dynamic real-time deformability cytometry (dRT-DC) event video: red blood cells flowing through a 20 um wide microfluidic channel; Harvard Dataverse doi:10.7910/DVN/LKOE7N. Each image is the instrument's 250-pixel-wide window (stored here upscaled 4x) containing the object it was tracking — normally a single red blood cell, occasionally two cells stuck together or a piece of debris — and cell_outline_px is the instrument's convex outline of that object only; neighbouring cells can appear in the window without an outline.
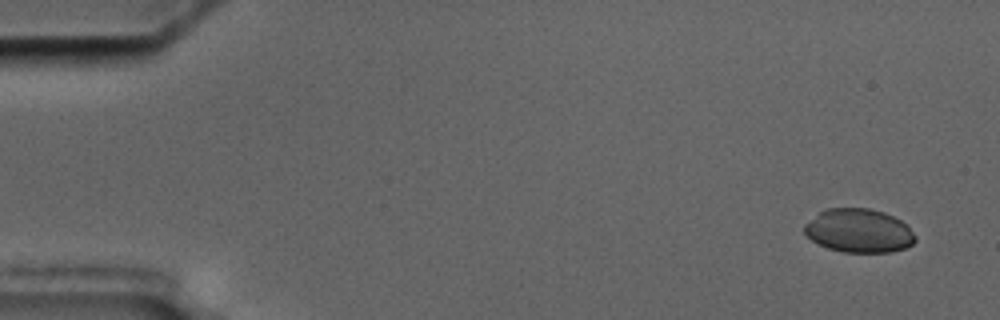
{"species": "common noctule bat (a hibernating species)", "species_latin": "Nyctalus noctula", "temperature_condition": "cold", "stored_images_in_passage": 11, "camera_frame_rate_fps": 3000, "um_per_image_px": 0.085, "animal": {"sex": "male", "body_mass_g": 17.5, "forearm_length_mm": 52.3}, "frame": {"image": 1, "passage_image": 1, "time_ms": 0.0, "image_size_px": [1000, 320], "cell_outline_px": [[916, 240], [912, 244], [904, 248], [892, 252], [844, 252], [828, 248], [812, 240], [804, 232], [804, 224], [820, 212], [828, 208], [868, 208], [884, 212], [908, 224], [916, 236]], "centroid_in_image_um": [73.03, 19.61], "position_along_channel_um": 12.0, "area_um2": 28.21}}
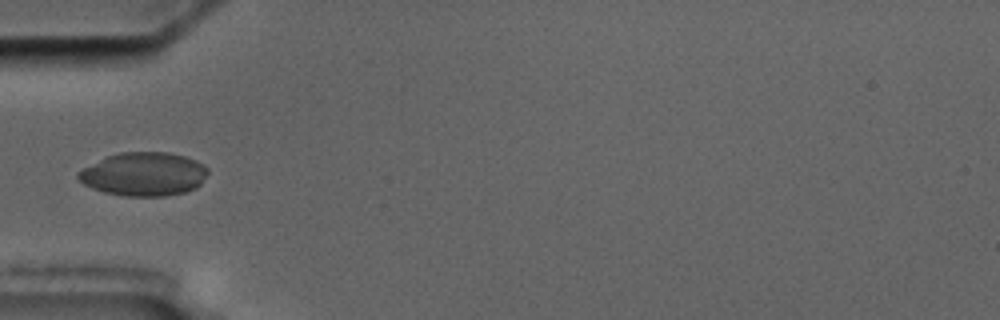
{"frame": {"image": 2, "passage_image": 5, "time_ms": 5.333, "image_size_px": [1000, 320], "cell_outline_px": [[208, 172], [200, 184], [196, 188], [184, 192], [164, 196], [124, 196], [104, 192], [92, 188], [84, 184], [76, 176], [76, 172], [108, 156], [120, 152], [168, 152], [184, 156], [196, 160], [204, 164], [208, 168]], "centroid_in_image_um": [12.24, 14.8], "position_along_channel_um": 72.8, "area_um2": 32.83}}
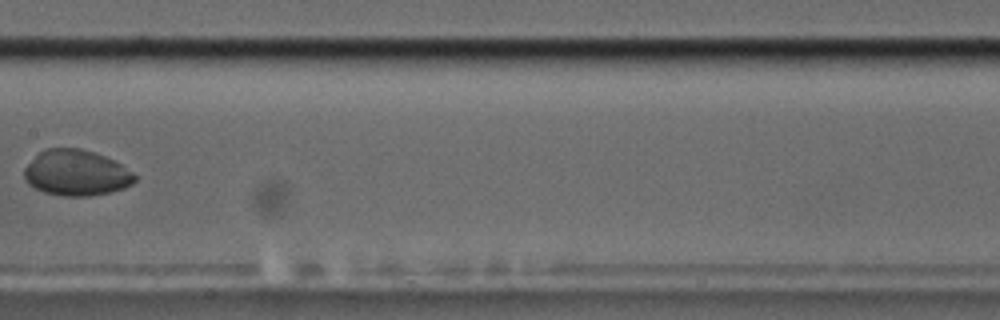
{"frame": {"image": 3, "passage_image": 8, "time_ms": 9.0, "image_size_px": [1000, 320], "cell_outline_px": [[136, 180], [132, 184], [124, 188], [108, 192], [88, 196], [64, 196], [44, 192], [28, 184], [24, 180], [24, 168], [44, 148], [80, 148], [104, 156], [120, 164], [132, 172], [136, 176]], "centroid_in_image_um": [6.46, 14.7], "position_along_channel_um": 200.9, "area_um2": 29.25}}